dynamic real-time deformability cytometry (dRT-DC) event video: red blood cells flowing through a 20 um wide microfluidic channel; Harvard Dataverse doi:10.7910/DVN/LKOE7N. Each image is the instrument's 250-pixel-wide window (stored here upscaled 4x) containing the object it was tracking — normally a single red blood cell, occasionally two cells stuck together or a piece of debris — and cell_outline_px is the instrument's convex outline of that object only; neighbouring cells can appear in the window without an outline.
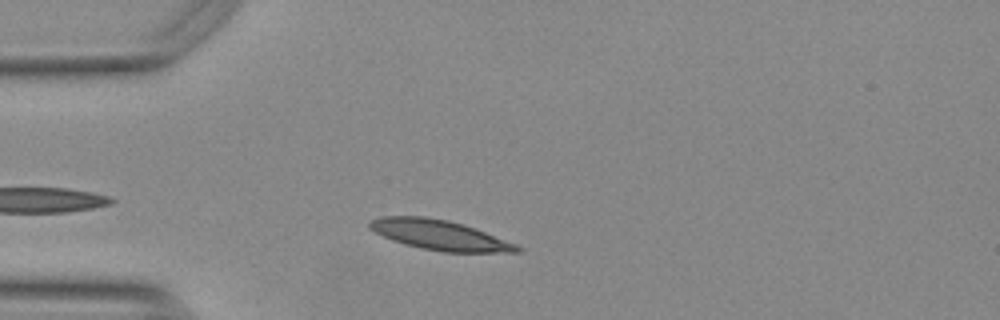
{"species": "Egyptian fruit bat (a non-hibernating species)", "species_latin": "Rousettus aegyptiacus", "temperature_condition": "warm", "stored_images_in_passage": 39, "camera_frame_rate_fps": 3000, "um_per_image_px": 0.085, "animal": {"sex": "female"}, "frame": {"image": 1, "passage_image": 2, "time_ms": 0.333, "image_size_px": [1000, 320], "cell_outline_px": [[524, 252], [444, 252], [420, 248], [404, 244], [392, 240], [368, 228], [368, 224], [372, 220], [380, 216], [424, 216], [448, 220], [464, 224], [516, 244], [524, 248]], "centroid_in_image_um": [37.38, 19.98], "position_along_channel_um": 47.6, "area_um2": 25.72}}
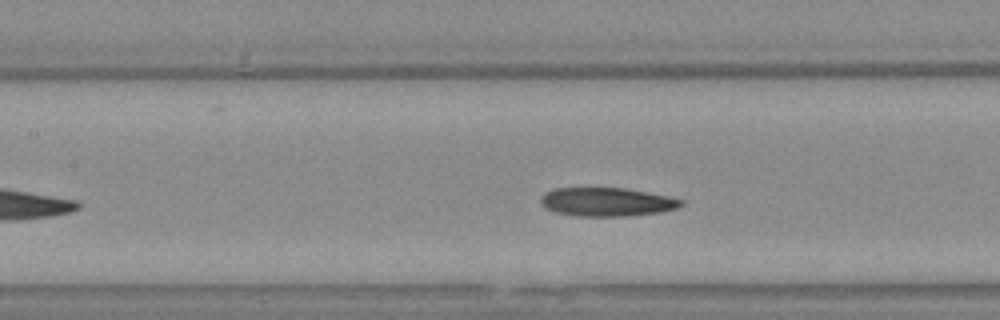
{"frame": {"image": 2, "passage_image": 12, "time_ms": 3.667, "image_size_px": [1000, 320], "cell_outline_px": [[684, 204], [676, 208], [660, 212], [628, 216], [576, 216], [556, 212], [544, 208], [540, 204], [540, 196], [544, 192], [552, 188], [624, 188], [648, 192], [684, 200]], "centroid_in_image_um": [51.52, 17.16], "position_along_channel_um": 155.9, "area_um2": 23.58}}
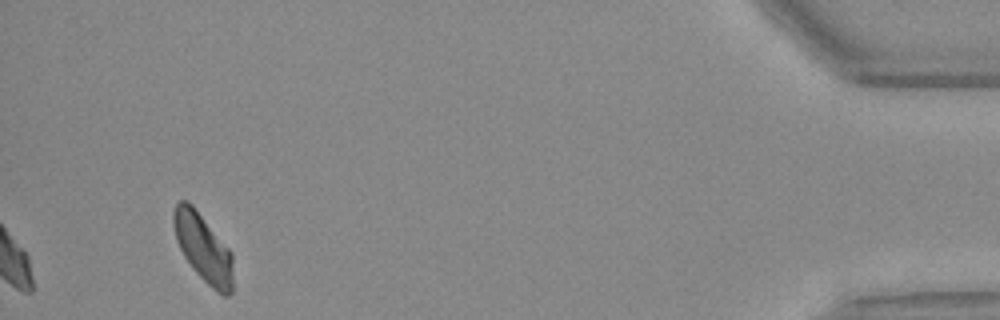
{"frame": {"image": 3, "passage_image": 39, "time_ms": 12.667, "image_size_px": [1000, 320], "cell_outline_px": [[232, 292], [228, 296], [224, 296], [216, 292], [192, 268], [184, 256], [176, 240], [172, 224], [172, 212], [176, 204], [180, 200], [188, 200], [192, 204], [232, 252]], "centroid_in_image_um": [17.25, 21.05], "position_along_channel_um": 418.0, "area_um2": 23.64}}